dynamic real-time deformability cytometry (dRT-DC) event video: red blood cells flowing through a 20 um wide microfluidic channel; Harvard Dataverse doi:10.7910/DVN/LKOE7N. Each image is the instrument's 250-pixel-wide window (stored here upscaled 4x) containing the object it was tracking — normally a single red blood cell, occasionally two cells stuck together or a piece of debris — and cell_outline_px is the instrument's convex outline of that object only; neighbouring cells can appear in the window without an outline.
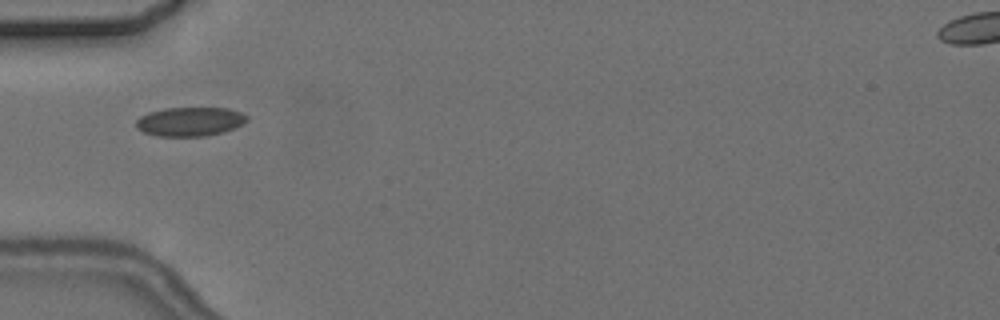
{"species": "common noctule bat (a hibernating species)", "species_latin": "Nyctalus noctula", "temperature_condition": "cold", "stored_images_in_passage": 3, "camera_frame_rate_fps": 3000, "um_per_image_px": 0.085, "animal": {"sex": "female", "body_mass_g": 24.6, "forearm_length_mm": 56.2}, "frame": {"image": 1, "passage_image": 2, "time_ms": 1.333, "image_size_px": [1000, 320], "cell_outline_px": [[248, 120], [232, 128], [220, 132], [204, 136], [156, 136], [144, 132], [136, 128], [136, 120], [140, 116], [148, 112], [164, 108], [228, 108], [240, 112], [248, 116]], "centroid_in_image_um": [16.09, 10.32], "position_along_channel_um": 68.9, "area_um2": 18.61}}
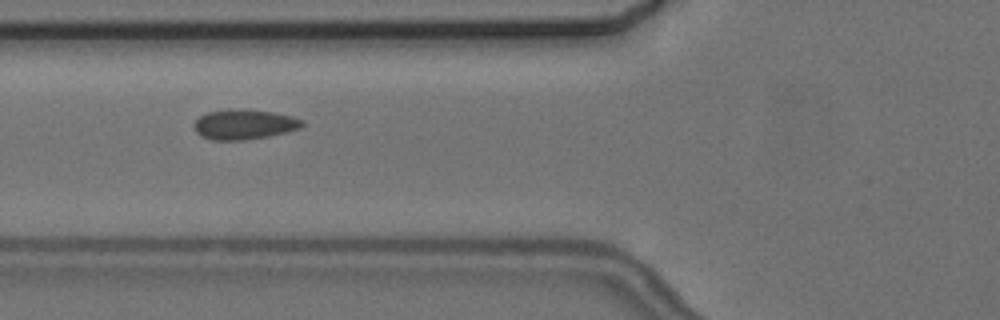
{"frame": {"image": 2, "passage_image": 3, "time_ms": 2.333, "image_size_px": [1000, 320], "cell_outline_px": [[304, 124], [300, 128], [288, 132], [268, 136], [244, 140], [212, 140], [200, 136], [196, 132], [196, 120], [200, 116], [208, 112], [232, 108], [236, 108], [272, 112], [292, 116], [304, 120]], "centroid_in_image_um": [20.78, 10.57], "position_along_channel_um": 105.0, "area_um2": 18.9}}